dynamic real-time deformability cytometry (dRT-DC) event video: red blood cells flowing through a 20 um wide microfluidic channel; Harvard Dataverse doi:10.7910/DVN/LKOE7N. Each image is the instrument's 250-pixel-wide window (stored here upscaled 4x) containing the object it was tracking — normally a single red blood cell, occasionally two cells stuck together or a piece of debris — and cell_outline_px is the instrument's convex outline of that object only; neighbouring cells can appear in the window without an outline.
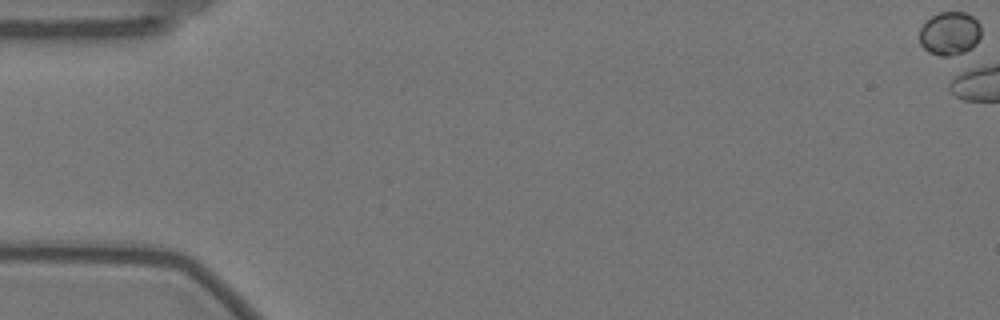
{"species": "Egyptian fruit bat (a non-hibernating species)", "species_latin": "Rousettus aegyptiacus", "temperature_condition": "warm", "stored_images_in_passage": 3, "camera_frame_rate_fps": 3000, "um_per_image_px": 0.085, "animal": {"sex": "female"}, "frame": {"image": 1, "passage_image": 1, "time_ms": 0.0, "image_size_px": [1000, 320], "cell_outline_px": [[980, 36], [976, 44], [972, 48], [964, 52], [952, 56], [940, 56], [928, 52], [920, 44], [920, 28], [932, 16], [940, 12], [964, 12], [972, 16], [980, 24]], "centroid_in_image_um": [80.73, 2.86], "position_along_channel_um": 4.3, "area_um2": 15.61}}